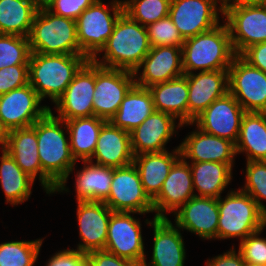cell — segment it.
I'll use <instances>...</instances> for the list:
<instances>
[{"instance_id": "30", "label": "cell", "mask_w": 266, "mask_h": 266, "mask_svg": "<svg viewBox=\"0 0 266 266\" xmlns=\"http://www.w3.org/2000/svg\"><path fill=\"white\" fill-rule=\"evenodd\" d=\"M195 196L218 199L232 180L234 164L219 162H191Z\"/></svg>"}, {"instance_id": "39", "label": "cell", "mask_w": 266, "mask_h": 266, "mask_svg": "<svg viewBox=\"0 0 266 266\" xmlns=\"http://www.w3.org/2000/svg\"><path fill=\"white\" fill-rule=\"evenodd\" d=\"M245 176V186L241 190L248 193L266 214V206L261 202L266 200V161H247Z\"/></svg>"}, {"instance_id": "29", "label": "cell", "mask_w": 266, "mask_h": 266, "mask_svg": "<svg viewBox=\"0 0 266 266\" xmlns=\"http://www.w3.org/2000/svg\"><path fill=\"white\" fill-rule=\"evenodd\" d=\"M154 111L153 98L149 89L134 84L124 96L110 122L118 128L131 132Z\"/></svg>"}, {"instance_id": "24", "label": "cell", "mask_w": 266, "mask_h": 266, "mask_svg": "<svg viewBox=\"0 0 266 266\" xmlns=\"http://www.w3.org/2000/svg\"><path fill=\"white\" fill-rule=\"evenodd\" d=\"M154 231L153 252L150 262L142 266H184L186 250L180 228L174 226L168 218L147 220Z\"/></svg>"}, {"instance_id": "27", "label": "cell", "mask_w": 266, "mask_h": 266, "mask_svg": "<svg viewBox=\"0 0 266 266\" xmlns=\"http://www.w3.org/2000/svg\"><path fill=\"white\" fill-rule=\"evenodd\" d=\"M181 156L179 146L172 153H143L134 156L133 164L136 166L142 186L146 194L153 201L160 193L164 180L174 162Z\"/></svg>"}, {"instance_id": "17", "label": "cell", "mask_w": 266, "mask_h": 266, "mask_svg": "<svg viewBox=\"0 0 266 266\" xmlns=\"http://www.w3.org/2000/svg\"><path fill=\"white\" fill-rule=\"evenodd\" d=\"M218 11L210 0H171L169 17L185 40L220 24Z\"/></svg>"}, {"instance_id": "41", "label": "cell", "mask_w": 266, "mask_h": 266, "mask_svg": "<svg viewBox=\"0 0 266 266\" xmlns=\"http://www.w3.org/2000/svg\"><path fill=\"white\" fill-rule=\"evenodd\" d=\"M262 232L263 229L239 243L238 251L246 263L266 265V238L259 237Z\"/></svg>"}, {"instance_id": "45", "label": "cell", "mask_w": 266, "mask_h": 266, "mask_svg": "<svg viewBox=\"0 0 266 266\" xmlns=\"http://www.w3.org/2000/svg\"><path fill=\"white\" fill-rule=\"evenodd\" d=\"M87 257L89 266H142L141 263L120 258L105 250L92 251Z\"/></svg>"}, {"instance_id": "40", "label": "cell", "mask_w": 266, "mask_h": 266, "mask_svg": "<svg viewBox=\"0 0 266 266\" xmlns=\"http://www.w3.org/2000/svg\"><path fill=\"white\" fill-rule=\"evenodd\" d=\"M148 40L151 47L180 46L184 39L169 16L162 18L147 27Z\"/></svg>"}, {"instance_id": "48", "label": "cell", "mask_w": 266, "mask_h": 266, "mask_svg": "<svg viewBox=\"0 0 266 266\" xmlns=\"http://www.w3.org/2000/svg\"><path fill=\"white\" fill-rule=\"evenodd\" d=\"M210 1L221 10V14H223L228 8L233 7L236 3H238V0H210ZM217 3H220V6H218Z\"/></svg>"}, {"instance_id": "42", "label": "cell", "mask_w": 266, "mask_h": 266, "mask_svg": "<svg viewBox=\"0 0 266 266\" xmlns=\"http://www.w3.org/2000/svg\"><path fill=\"white\" fill-rule=\"evenodd\" d=\"M28 83V64H18L0 69V95Z\"/></svg>"}, {"instance_id": "33", "label": "cell", "mask_w": 266, "mask_h": 266, "mask_svg": "<svg viewBox=\"0 0 266 266\" xmlns=\"http://www.w3.org/2000/svg\"><path fill=\"white\" fill-rule=\"evenodd\" d=\"M105 122L97 116L65 121L71 152L76 161H89L92 158L100 129Z\"/></svg>"}, {"instance_id": "16", "label": "cell", "mask_w": 266, "mask_h": 266, "mask_svg": "<svg viewBox=\"0 0 266 266\" xmlns=\"http://www.w3.org/2000/svg\"><path fill=\"white\" fill-rule=\"evenodd\" d=\"M36 122L26 128L9 131L3 149L16 161L18 166L34 180L37 175L46 194L55 193L57 185L42 171L38 155ZM39 173V174H38Z\"/></svg>"}, {"instance_id": "25", "label": "cell", "mask_w": 266, "mask_h": 266, "mask_svg": "<svg viewBox=\"0 0 266 266\" xmlns=\"http://www.w3.org/2000/svg\"><path fill=\"white\" fill-rule=\"evenodd\" d=\"M181 156L192 162L234 164L235 144L227 139L208 134L199 128L185 137L179 145Z\"/></svg>"}, {"instance_id": "47", "label": "cell", "mask_w": 266, "mask_h": 266, "mask_svg": "<svg viewBox=\"0 0 266 266\" xmlns=\"http://www.w3.org/2000/svg\"><path fill=\"white\" fill-rule=\"evenodd\" d=\"M246 262L242 258L240 252L236 253L234 247L223 255L215 256L213 259H208L206 266H245Z\"/></svg>"}, {"instance_id": "34", "label": "cell", "mask_w": 266, "mask_h": 266, "mask_svg": "<svg viewBox=\"0 0 266 266\" xmlns=\"http://www.w3.org/2000/svg\"><path fill=\"white\" fill-rule=\"evenodd\" d=\"M0 161V184L6 197V203L13 206L24 203L31 194L35 180L25 173L3 148Z\"/></svg>"}, {"instance_id": "6", "label": "cell", "mask_w": 266, "mask_h": 266, "mask_svg": "<svg viewBox=\"0 0 266 266\" xmlns=\"http://www.w3.org/2000/svg\"><path fill=\"white\" fill-rule=\"evenodd\" d=\"M28 40L31 52L85 55L78 43L76 20L49 10L36 13Z\"/></svg>"}, {"instance_id": "36", "label": "cell", "mask_w": 266, "mask_h": 266, "mask_svg": "<svg viewBox=\"0 0 266 266\" xmlns=\"http://www.w3.org/2000/svg\"><path fill=\"white\" fill-rule=\"evenodd\" d=\"M43 239L10 241L0 244V266H33Z\"/></svg>"}, {"instance_id": "22", "label": "cell", "mask_w": 266, "mask_h": 266, "mask_svg": "<svg viewBox=\"0 0 266 266\" xmlns=\"http://www.w3.org/2000/svg\"><path fill=\"white\" fill-rule=\"evenodd\" d=\"M175 225L202 239H217L218 199L194 196L176 212Z\"/></svg>"}, {"instance_id": "31", "label": "cell", "mask_w": 266, "mask_h": 266, "mask_svg": "<svg viewBox=\"0 0 266 266\" xmlns=\"http://www.w3.org/2000/svg\"><path fill=\"white\" fill-rule=\"evenodd\" d=\"M82 162L83 169L78 171L75 180L76 200L104 202L109 196L113 168L94 164L93 161Z\"/></svg>"}, {"instance_id": "15", "label": "cell", "mask_w": 266, "mask_h": 266, "mask_svg": "<svg viewBox=\"0 0 266 266\" xmlns=\"http://www.w3.org/2000/svg\"><path fill=\"white\" fill-rule=\"evenodd\" d=\"M141 228L140 220L131 212H112L104 250L142 264L146 258Z\"/></svg>"}, {"instance_id": "19", "label": "cell", "mask_w": 266, "mask_h": 266, "mask_svg": "<svg viewBox=\"0 0 266 266\" xmlns=\"http://www.w3.org/2000/svg\"><path fill=\"white\" fill-rule=\"evenodd\" d=\"M189 162L180 156L172 165L162 189L153 200L155 218H168L165 213H174L195 196Z\"/></svg>"}, {"instance_id": "44", "label": "cell", "mask_w": 266, "mask_h": 266, "mask_svg": "<svg viewBox=\"0 0 266 266\" xmlns=\"http://www.w3.org/2000/svg\"><path fill=\"white\" fill-rule=\"evenodd\" d=\"M46 266H89L87 254L74 249H66L54 254Z\"/></svg>"}, {"instance_id": "26", "label": "cell", "mask_w": 266, "mask_h": 266, "mask_svg": "<svg viewBox=\"0 0 266 266\" xmlns=\"http://www.w3.org/2000/svg\"><path fill=\"white\" fill-rule=\"evenodd\" d=\"M112 168L124 167L133 163L130 132L106 121L100 129L94 154L89 161Z\"/></svg>"}, {"instance_id": "10", "label": "cell", "mask_w": 266, "mask_h": 266, "mask_svg": "<svg viewBox=\"0 0 266 266\" xmlns=\"http://www.w3.org/2000/svg\"><path fill=\"white\" fill-rule=\"evenodd\" d=\"M134 84L133 72L95 63L94 116L110 121Z\"/></svg>"}, {"instance_id": "18", "label": "cell", "mask_w": 266, "mask_h": 266, "mask_svg": "<svg viewBox=\"0 0 266 266\" xmlns=\"http://www.w3.org/2000/svg\"><path fill=\"white\" fill-rule=\"evenodd\" d=\"M141 68L142 73L138 74ZM133 74L135 84L145 88H149L152 85L170 81L184 75L182 47H151L149 53L142 60L141 64L133 72Z\"/></svg>"}, {"instance_id": "3", "label": "cell", "mask_w": 266, "mask_h": 266, "mask_svg": "<svg viewBox=\"0 0 266 266\" xmlns=\"http://www.w3.org/2000/svg\"><path fill=\"white\" fill-rule=\"evenodd\" d=\"M88 60L86 55L32 52L28 64L29 84L42 101L49 97L55 104Z\"/></svg>"}, {"instance_id": "7", "label": "cell", "mask_w": 266, "mask_h": 266, "mask_svg": "<svg viewBox=\"0 0 266 266\" xmlns=\"http://www.w3.org/2000/svg\"><path fill=\"white\" fill-rule=\"evenodd\" d=\"M111 8L96 0L76 19L77 39L81 51L91 60L113 33L115 24L124 12L123 1L113 0ZM112 10L113 14H110Z\"/></svg>"}, {"instance_id": "1", "label": "cell", "mask_w": 266, "mask_h": 266, "mask_svg": "<svg viewBox=\"0 0 266 266\" xmlns=\"http://www.w3.org/2000/svg\"><path fill=\"white\" fill-rule=\"evenodd\" d=\"M63 129H67L65 121L54 116L51 108L36 121L38 155L42 171L57 185L55 192L60 193L69 192L66 182L76 163L70 141L66 139Z\"/></svg>"}, {"instance_id": "9", "label": "cell", "mask_w": 266, "mask_h": 266, "mask_svg": "<svg viewBox=\"0 0 266 266\" xmlns=\"http://www.w3.org/2000/svg\"><path fill=\"white\" fill-rule=\"evenodd\" d=\"M228 87L246 112H266V73L240 55L228 68Z\"/></svg>"}, {"instance_id": "8", "label": "cell", "mask_w": 266, "mask_h": 266, "mask_svg": "<svg viewBox=\"0 0 266 266\" xmlns=\"http://www.w3.org/2000/svg\"><path fill=\"white\" fill-rule=\"evenodd\" d=\"M104 203L113 212H131L139 215L154 212L153 201L146 194L139 172L133 163L113 168L109 196Z\"/></svg>"}, {"instance_id": "13", "label": "cell", "mask_w": 266, "mask_h": 266, "mask_svg": "<svg viewBox=\"0 0 266 266\" xmlns=\"http://www.w3.org/2000/svg\"><path fill=\"white\" fill-rule=\"evenodd\" d=\"M41 101L29 83L0 95V118L6 130L30 127L42 118L50 107L41 106Z\"/></svg>"}, {"instance_id": "20", "label": "cell", "mask_w": 266, "mask_h": 266, "mask_svg": "<svg viewBox=\"0 0 266 266\" xmlns=\"http://www.w3.org/2000/svg\"><path fill=\"white\" fill-rule=\"evenodd\" d=\"M77 204L79 235L83 241L77 245V250L85 254L104 250L113 211L104 202L77 201Z\"/></svg>"}, {"instance_id": "21", "label": "cell", "mask_w": 266, "mask_h": 266, "mask_svg": "<svg viewBox=\"0 0 266 266\" xmlns=\"http://www.w3.org/2000/svg\"><path fill=\"white\" fill-rule=\"evenodd\" d=\"M168 113L154 111L139 126L130 132L133 155L167 151L165 145L183 125ZM176 127V128H175Z\"/></svg>"}, {"instance_id": "50", "label": "cell", "mask_w": 266, "mask_h": 266, "mask_svg": "<svg viewBox=\"0 0 266 266\" xmlns=\"http://www.w3.org/2000/svg\"><path fill=\"white\" fill-rule=\"evenodd\" d=\"M238 3L241 5L265 6L266 0H238Z\"/></svg>"}, {"instance_id": "43", "label": "cell", "mask_w": 266, "mask_h": 266, "mask_svg": "<svg viewBox=\"0 0 266 266\" xmlns=\"http://www.w3.org/2000/svg\"><path fill=\"white\" fill-rule=\"evenodd\" d=\"M96 0H54L49 9L52 13L76 20L79 15Z\"/></svg>"}, {"instance_id": "12", "label": "cell", "mask_w": 266, "mask_h": 266, "mask_svg": "<svg viewBox=\"0 0 266 266\" xmlns=\"http://www.w3.org/2000/svg\"><path fill=\"white\" fill-rule=\"evenodd\" d=\"M246 111L241 107L235 97L227 92L221 98L213 101L193 123L200 130L227 139L236 144L241 127V121Z\"/></svg>"}, {"instance_id": "5", "label": "cell", "mask_w": 266, "mask_h": 266, "mask_svg": "<svg viewBox=\"0 0 266 266\" xmlns=\"http://www.w3.org/2000/svg\"><path fill=\"white\" fill-rule=\"evenodd\" d=\"M218 209L217 239L238 237L241 242L266 226V214L256 201L240 188L228 192L225 199L220 196Z\"/></svg>"}, {"instance_id": "32", "label": "cell", "mask_w": 266, "mask_h": 266, "mask_svg": "<svg viewBox=\"0 0 266 266\" xmlns=\"http://www.w3.org/2000/svg\"><path fill=\"white\" fill-rule=\"evenodd\" d=\"M235 149L245 152L247 161H266V112L244 114Z\"/></svg>"}, {"instance_id": "11", "label": "cell", "mask_w": 266, "mask_h": 266, "mask_svg": "<svg viewBox=\"0 0 266 266\" xmlns=\"http://www.w3.org/2000/svg\"><path fill=\"white\" fill-rule=\"evenodd\" d=\"M222 15L236 55L251 45L266 42V6L236 3Z\"/></svg>"}, {"instance_id": "2", "label": "cell", "mask_w": 266, "mask_h": 266, "mask_svg": "<svg viewBox=\"0 0 266 266\" xmlns=\"http://www.w3.org/2000/svg\"><path fill=\"white\" fill-rule=\"evenodd\" d=\"M147 28L132 20L126 13L117 19L113 33L98 52H104L101 60H91L103 67L134 72L150 51Z\"/></svg>"}, {"instance_id": "38", "label": "cell", "mask_w": 266, "mask_h": 266, "mask_svg": "<svg viewBox=\"0 0 266 266\" xmlns=\"http://www.w3.org/2000/svg\"><path fill=\"white\" fill-rule=\"evenodd\" d=\"M31 53L27 37L0 34V69L18 64H29Z\"/></svg>"}, {"instance_id": "28", "label": "cell", "mask_w": 266, "mask_h": 266, "mask_svg": "<svg viewBox=\"0 0 266 266\" xmlns=\"http://www.w3.org/2000/svg\"><path fill=\"white\" fill-rule=\"evenodd\" d=\"M155 111L174 116L181 124L188 123L187 75L150 86Z\"/></svg>"}, {"instance_id": "35", "label": "cell", "mask_w": 266, "mask_h": 266, "mask_svg": "<svg viewBox=\"0 0 266 266\" xmlns=\"http://www.w3.org/2000/svg\"><path fill=\"white\" fill-rule=\"evenodd\" d=\"M36 13L33 0H0V34L28 38Z\"/></svg>"}, {"instance_id": "51", "label": "cell", "mask_w": 266, "mask_h": 266, "mask_svg": "<svg viewBox=\"0 0 266 266\" xmlns=\"http://www.w3.org/2000/svg\"><path fill=\"white\" fill-rule=\"evenodd\" d=\"M8 133L9 132L6 130V128L2 124V121H1V118H0V144H1V148H3V146L6 143Z\"/></svg>"}, {"instance_id": "49", "label": "cell", "mask_w": 266, "mask_h": 266, "mask_svg": "<svg viewBox=\"0 0 266 266\" xmlns=\"http://www.w3.org/2000/svg\"><path fill=\"white\" fill-rule=\"evenodd\" d=\"M37 12L49 10L54 3V0H33Z\"/></svg>"}, {"instance_id": "14", "label": "cell", "mask_w": 266, "mask_h": 266, "mask_svg": "<svg viewBox=\"0 0 266 266\" xmlns=\"http://www.w3.org/2000/svg\"><path fill=\"white\" fill-rule=\"evenodd\" d=\"M95 63L88 60L75 74L63 95L55 102L58 115L66 121L94 116Z\"/></svg>"}, {"instance_id": "23", "label": "cell", "mask_w": 266, "mask_h": 266, "mask_svg": "<svg viewBox=\"0 0 266 266\" xmlns=\"http://www.w3.org/2000/svg\"><path fill=\"white\" fill-rule=\"evenodd\" d=\"M187 75L188 123L201 114L213 101L229 92L228 70L202 71Z\"/></svg>"}, {"instance_id": "46", "label": "cell", "mask_w": 266, "mask_h": 266, "mask_svg": "<svg viewBox=\"0 0 266 266\" xmlns=\"http://www.w3.org/2000/svg\"><path fill=\"white\" fill-rule=\"evenodd\" d=\"M240 56L250 65L266 73V42L251 45Z\"/></svg>"}, {"instance_id": "37", "label": "cell", "mask_w": 266, "mask_h": 266, "mask_svg": "<svg viewBox=\"0 0 266 266\" xmlns=\"http://www.w3.org/2000/svg\"><path fill=\"white\" fill-rule=\"evenodd\" d=\"M171 0H123L124 13L147 27L169 16Z\"/></svg>"}, {"instance_id": "52", "label": "cell", "mask_w": 266, "mask_h": 266, "mask_svg": "<svg viewBox=\"0 0 266 266\" xmlns=\"http://www.w3.org/2000/svg\"><path fill=\"white\" fill-rule=\"evenodd\" d=\"M245 266H266V265H264V264L246 263Z\"/></svg>"}, {"instance_id": "4", "label": "cell", "mask_w": 266, "mask_h": 266, "mask_svg": "<svg viewBox=\"0 0 266 266\" xmlns=\"http://www.w3.org/2000/svg\"><path fill=\"white\" fill-rule=\"evenodd\" d=\"M235 56L226 23L218 24L209 31L184 40L183 72L228 70Z\"/></svg>"}]
</instances>
